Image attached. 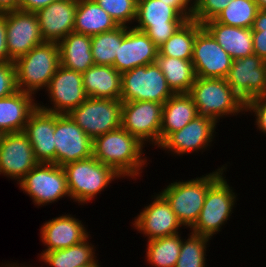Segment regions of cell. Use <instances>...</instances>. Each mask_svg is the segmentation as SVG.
I'll list each match as a JSON object with an SVG mask.
<instances>
[{"instance_id":"obj_1","label":"cell","mask_w":266,"mask_h":267,"mask_svg":"<svg viewBox=\"0 0 266 267\" xmlns=\"http://www.w3.org/2000/svg\"><path fill=\"white\" fill-rule=\"evenodd\" d=\"M92 147L93 156L123 178L136 180L149 164L143 156L145 145L122 127L94 138Z\"/></svg>"},{"instance_id":"obj_2","label":"cell","mask_w":266,"mask_h":267,"mask_svg":"<svg viewBox=\"0 0 266 267\" xmlns=\"http://www.w3.org/2000/svg\"><path fill=\"white\" fill-rule=\"evenodd\" d=\"M226 166L218 167L212 173L191 180L175 181L160 192L169 202L177 219L185 228H192L203 207L208 188L226 171Z\"/></svg>"},{"instance_id":"obj_3","label":"cell","mask_w":266,"mask_h":267,"mask_svg":"<svg viewBox=\"0 0 266 267\" xmlns=\"http://www.w3.org/2000/svg\"><path fill=\"white\" fill-rule=\"evenodd\" d=\"M14 64L17 89L35 96L40 89H47L60 65L58 44L44 41L18 57Z\"/></svg>"},{"instance_id":"obj_4","label":"cell","mask_w":266,"mask_h":267,"mask_svg":"<svg viewBox=\"0 0 266 267\" xmlns=\"http://www.w3.org/2000/svg\"><path fill=\"white\" fill-rule=\"evenodd\" d=\"M188 94L196 105L198 115L210 117L217 123L220 118L245 114L244 101L224 78L196 77Z\"/></svg>"},{"instance_id":"obj_5","label":"cell","mask_w":266,"mask_h":267,"mask_svg":"<svg viewBox=\"0 0 266 267\" xmlns=\"http://www.w3.org/2000/svg\"><path fill=\"white\" fill-rule=\"evenodd\" d=\"M63 169L70 198L81 205L95 199L115 179L122 178L113 168L101 163L94 156L70 162Z\"/></svg>"},{"instance_id":"obj_6","label":"cell","mask_w":266,"mask_h":267,"mask_svg":"<svg viewBox=\"0 0 266 267\" xmlns=\"http://www.w3.org/2000/svg\"><path fill=\"white\" fill-rule=\"evenodd\" d=\"M224 175L208 188L200 216L189 231L212 239L230 219L238 195Z\"/></svg>"},{"instance_id":"obj_7","label":"cell","mask_w":266,"mask_h":267,"mask_svg":"<svg viewBox=\"0 0 266 267\" xmlns=\"http://www.w3.org/2000/svg\"><path fill=\"white\" fill-rule=\"evenodd\" d=\"M173 94L156 63L121 73L120 99L123 102L153 101L164 104Z\"/></svg>"},{"instance_id":"obj_8","label":"cell","mask_w":266,"mask_h":267,"mask_svg":"<svg viewBox=\"0 0 266 267\" xmlns=\"http://www.w3.org/2000/svg\"><path fill=\"white\" fill-rule=\"evenodd\" d=\"M187 19L181 16L169 3L160 0H137V16L133 25L143 31L159 48Z\"/></svg>"},{"instance_id":"obj_9","label":"cell","mask_w":266,"mask_h":267,"mask_svg":"<svg viewBox=\"0 0 266 267\" xmlns=\"http://www.w3.org/2000/svg\"><path fill=\"white\" fill-rule=\"evenodd\" d=\"M19 188L37 206L70 197L63 167L54 163H38L19 182Z\"/></svg>"},{"instance_id":"obj_10","label":"cell","mask_w":266,"mask_h":267,"mask_svg":"<svg viewBox=\"0 0 266 267\" xmlns=\"http://www.w3.org/2000/svg\"><path fill=\"white\" fill-rule=\"evenodd\" d=\"M121 99L88 97L68 115L93 140L121 127Z\"/></svg>"},{"instance_id":"obj_11","label":"cell","mask_w":266,"mask_h":267,"mask_svg":"<svg viewBox=\"0 0 266 267\" xmlns=\"http://www.w3.org/2000/svg\"><path fill=\"white\" fill-rule=\"evenodd\" d=\"M163 104L153 101L123 102L121 127L144 145H160Z\"/></svg>"},{"instance_id":"obj_12","label":"cell","mask_w":266,"mask_h":267,"mask_svg":"<svg viewBox=\"0 0 266 267\" xmlns=\"http://www.w3.org/2000/svg\"><path fill=\"white\" fill-rule=\"evenodd\" d=\"M56 164L64 165L93 156V140L68 114L55 113Z\"/></svg>"},{"instance_id":"obj_13","label":"cell","mask_w":266,"mask_h":267,"mask_svg":"<svg viewBox=\"0 0 266 267\" xmlns=\"http://www.w3.org/2000/svg\"><path fill=\"white\" fill-rule=\"evenodd\" d=\"M46 91L52 106L38 103V107L56 114H69L88 98L83 86L82 74L62 65H59Z\"/></svg>"},{"instance_id":"obj_14","label":"cell","mask_w":266,"mask_h":267,"mask_svg":"<svg viewBox=\"0 0 266 267\" xmlns=\"http://www.w3.org/2000/svg\"><path fill=\"white\" fill-rule=\"evenodd\" d=\"M216 125L218 124L214 119L198 115L181 130L171 133L158 148L177 156L198 153L201 150L203 152L214 141Z\"/></svg>"},{"instance_id":"obj_15","label":"cell","mask_w":266,"mask_h":267,"mask_svg":"<svg viewBox=\"0 0 266 267\" xmlns=\"http://www.w3.org/2000/svg\"><path fill=\"white\" fill-rule=\"evenodd\" d=\"M5 27L8 55L13 61L44 42L36 13L5 12Z\"/></svg>"},{"instance_id":"obj_16","label":"cell","mask_w":266,"mask_h":267,"mask_svg":"<svg viewBox=\"0 0 266 267\" xmlns=\"http://www.w3.org/2000/svg\"><path fill=\"white\" fill-rule=\"evenodd\" d=\"M192 64L196 77L226 78L232 66V57L217 43L215 38L202 27L193 46Z\"/></svg>"},{"instance_id":"obj_17","label":"cell","mask_w":266,"mask_h":267,"mask_svg":"<svg viewBox=\"0 0 266 267\" xmlns=\"http://www.w3.org/2000/svg\"><path fill=\"white\" fill-rule=\"evenodd\" d=\"M232 90L246 103L266 94L265 61L254 53L235 59L225 78Z\"/></svg>"},{"instance_id":"obj_18","label":"cell","mask_w":266,"mask_h":267,"mask_svg":"<svg viewBox=\"0 0 266 267\" xmlns=\"http://www.w3.org/2000/svg\"><path fill=\"white\" fill-rule=\"evenodd\" d=\"M152 199L135 217L132 222L134 229L145 235L148 241L178 234L183 226L169 202L160 192Z\"/></svg>"},{"instance_id":"obj_19","label":"cell","mask_w":266,"mask_h":267,"mask_svg":"<svg viewBox=\"0 0 266 267\" xmlns=\"http://www.w3.org/2000/svg\"><path fill=\"white\" fill-rule=\"evenodd\" d=\"M39 162L27 135L22 132L6 133L0 142V175L17 183Z\"/></svg>"},{"instance_id":"obj_20","label":"cell","mask_w":266,"mask_h":267,"mask_svg":"<svg viewBox=\"0 0 266 267\" xmlns=\"http://www.w3.org/2000/svg\"><path fill=\"white\" fill-rule=\"evenodd\" d=\"M159 48L143 31L128 27L119 46L113 67L120 73L156 63Z\"/></svg>"},{"instance_id":"obj_21","label":"cell","mask_w":266,"mask_h":267,"mask_svg":"<svg viewBox=\"0 0 266 267\" xmlns=\"http://www.w3.org/2000/svg\"><path fill=\"white\" fill-rule=\"evenodd\" d=\"M54 131L55 113L37 107L30 114L23 132L30 140L34 156L39 163L56 164Z\"/></svg>"},{"instance_id":"obj_22","label":"cell","mask_w":266,"mask_h":267,"mask_svg":"<svg viewBox=\"0 0 266 267\" xmlns=\"http://www.w3.org/2000/svg\"><path fill=\"white\" fill-rule=\"evenodd\" d=\"M77 0H56L36 12L42 39L60 42L73 32Z\"/></svg>"},{"instance_id":"obj_23","label":"cell","mask_w":266,"mask_h":267,"mask_svg":"<svg viewBox=\"0 0 266 267\" xmlns=\"http://www.w3.org/2000/svg\"><path fill=\"white\" fill-rule=\"evenodd\" d=\"M72 214H63L45 222L40 228V238L45 248L41 253L71 247L84 241L90 234L83 222Z\"/></svg>"},{"instance_id":"obj_24","label":"cell","mask_w":266,"mask_h":267,"mask_svg":"<svg viewBox=\"0 0 266 267\" xmlns=\"http://www.w3.org/2000/svg\"><path fill=\"white\" fill-rule=\"evenodd\" d=\"M34 95L23 91L0 98V131L3 134L22 132L30 114L38 107Z\"/></svg>"},{"instance_id":"obj_25","label":"cell","mask_w":266,"mask_h":267,"mask_svg":"<svg viewBox=\"0 0 266 267\" xmlns=\"http://www.w3.org/2000/svg\"><path fill=\"white\" fill-rule=\"evenodd\" d=\"M203 27L233 60L247 57L254 53L251 28L229 26L218 23L214 19L204 23Z\"/></svg>"},{"instance_id":"obj_26","label":"cell","mask_w":266,"mask_h":267,"mask_svg":"<svg viewBox=\"0 0 266 267\" xmlns=\"http://www.w3.org/2000/svg\"><path fill=\"white\" fill-rule=\"evenodd\" d=\"M82 82L90 98L120 99L121 73L113 66H91L82 74Z\"/></svg>"},{"instance_id":"obj_27","label":"cell","mask_w":266,"mask_h":267,"mask_svg":"<svg viewBox=\"0 0 266 267\" xmlns=\"http://www.w3.org/2000/svg\"><path fill=\"white\" fill-rule=\"evenodd\" d=\"M198 116L197 108L188 93L173 94L164 104L160 128V144Z\"/></svg>"},{"instance_id":"obj_28","label":"cell","mask_w":266,"mask_h":267,"mask_svg":"<svg viewBox=\"0 0 266 267\" xmlns=\"http://www.w3.org/2000/svg\"><path fill=\"white\" fill-rule=\"evenodd\" d=\"M90 235L82 242L68 248L41 253L39 260L50 267H80L89 264H99L95 255V246L88 240ZM5 265V266H4ZM2 264L3 267H28L16 263ZM0 266V267H2ZM29 267H31L29 265Z\"/></svg>"},{"instance_id":"obj_29","label":"cell","mask_w":266,"mask_h":267,"mask_svg":"<svg viewBox=\"0 0 266 267\" xmlns=\"http://www.w3.org/2000/svg\"><path fill=\"white\" fill-rule=\"evenodd\" d=\"M57 44L60 65L65 68L83 74L95 65L91 52V36L73 31Z\"/></svg>"},{"instance_id":"obj_30","label":"cell","mask_w":266,"mask_h":267,"mask_svg":"<svg viewBox=\"0 0 266 267\" xmlns=\"http://www.w3.org/2000/svg\"><path fill=\"white\" fill-rule=\"evenodd\" d=\"M118 26L115 20L94 0H77L74 32L92 37Z\"/></svg>"},{"instance_id":"obj_31","label":"cell","mask_w":266,"mask_h":267,"mask_svg":"<svg viewBox=\"0 0 266 267\" xmlns=\"http://www.w3.org/2000/svg\"><path fill=\"white\" fill-rule=\"evenodd\" d=\"M156 64L160 67L168 87L174 94L189 93L196 79L191 60L164 56L159 52Z\"/></svg>"},{"instance_id":"obj_32","label":"cell","mask_w":266,"mask_h":267,"mask_svg":"<svg viewBox=\"0 0 266 267\" xmlns=\"http://www.w3.org/2000/svg\"><path fill=\"white\" fill-rule=\"evenodd\" d=\"M203 27L199 22L187 20L164 44L159 52L164 56L191 60L196 33Z\"/></svg>"},{"instance_id":"obj_33","label":"cell","mask_w":266,"mask_h":267,"mask_svg":"<svg viewBox=\"0 0 266 267\" xmlns=\"http://www.w3.org/2000/svg\"><path fill=\"white\" fill-rule=\"evenodd\" d=\"M181 233L147 241L146 259L154 267H175L182 244Z\"/></svg>"},{"instance_id":"obj_34","label":"cell","mask_w":266,"mask_h":267,"mask_svg":"<svg viewBox=\"0 0 266 267\" xmlns=\"http://www.w3.org/2000/svg\"><path fill=\"white\" fill-rule=\"evenodd\" d=\"M127 29V26L119 25L113 30L91 37V52L95 65L113 66Z\"/></svg>"},{"instance_id":"obj_35","label":"cell","mask_w":266,"mask_h":267,"mask_svg":"<svg viewBox=\"0 0 266 267\" xmlns=\"http://www.w3.org/2000/svg\"><path fill=\"white\" fill-rule=\"evenodd\" d=\"M258 10L254 0H232L214 20L229 26L251 28Z\"/></svg>"},{"instance_id":"obj_36","label":"cell","mask_w":266,"mask_h":267,"mask_svg":"<svg viewBox=\"0 0 266 267\" xmlns=\"http://www.w3.org/2000/svg\"><path fill=\"white\" fill-rule=\"evenodd\" d=\"M211 238L191 232L182 238L180 254L175 267H206L207 245Z\"/></svg>"},{"instance_id":"obj_37","label":"cell","mask_w":266,"mask_h":267,"mask_svg":"<svg viewBox=\"0 0 266 267\" xmlns=\"http://www.w3.org/2000/svg\"><path fill=\"white\" fill-rule=\"evenodd\" d=\"M118 25L127 26L134 23L137 16V0H94Z\"/></svg>"},{"instance_id":"obj_38","label":"cell","mask_w":266,"mask_h":267,"mask_svg":"<svg viewBox=\"0 0 266 267\" xmlns=\"http://www.w3.org/2000/svg\"><path fill=\"white\" fill-rule=\"evenodd\" d=\"M232 0H197L193 6L191 20L199 22L201 25L207 21L215 19Z\"/></svg>"},{"instance_id":"obj_39","label":"cell","mask_w":266,"mask_h":267,"mask_svg":"<svg viewBox=\"0 0 266 267\" xmlns=\"http://www.w3.org/2000/svg\"><path fill=\"white\" fill-rule=\"evenodd\" d=\"M254 54L266 60V10L259 9L252 27Z\"/></svg>"},{"instance_id":"obj_40","label":"cell","mask_w":266,"mask_h":267,"mask_svg":"<svg viewBox=\"0 0 266 267\" xmlns=\"http://www.w3.org/2000/svg\"><path fill=\"white\" fill-rule=\"evenodd\" d=\"M17 89L14 61L0 63V98L14 94Z\"/></svg>"},{"instance_id":"obj_41","label":"cell","mask_w":266,"mask_h":267,"mask_svg":"<svg viewBox=\"0 0 266 267\" xmlns=\"http://www.w3.org/2000/svg\"><path fill=\"white\" fill-rule=\"evenodd\" d=\"M245 112L254 113L257 130L266 134V94L254 97L245 103Z\"/></svg>"},{"instance_id":"obj_42","label":"cell","mask_w":266,"mask_h":267,"mask_svg":"<svg viewBox=\"0 0 266 267\" xmlns=\"http://www.w3.org/2000/svg\"><path fill=\"white\" fill-rule=\"evenodd\" d=\"M13 61L7 50L6 43V27H5V12H0V63Z\"/></svg>"},{"instance_id":"obj_43","label":"cell","mask_w":266,"mask_h":267,"mask_svg":"<svg viewBox=\"0 0 266 267\" xmlns=\"http://www.w3.org/2000/svg\"><path fill=\"white\" fill-rule=\"evenodd\" d=\"M164 3H169L181 16L187 20H191L193 7L186 0H160Z\"/></svg>"},{"instance_id":"obj_44","label":"cell","mask_w":266,"mask_h":267,"mask_svg":"<svg viewBox=\"0 0 266 267\" xmlns=\"http://www.w3.org/2000/svg\"><path fill=\"white\" fill-rule=\"evenodd\" d=\"M56 0H20L19 10L36 13Z\"/></svg>"},{"instance_id":"obj_45","label":"cell","mask_w":266,"mask_h":267,"mask_svg":"<svg viewBox=\"0 0 266 267\" xmlns=\"http://www.w3.org/2000/svg\"><path fill=\"white\" fill-rule=\"evenodd\" d=\"M20 0H0V12L19 10Z\"/></svg>"},{"instance_id":"obj_46","label":"cell","mask_w":266,"mask_h":267,"mask_svg":"<svg viewBox=\"0 0 266 267\" xmlns=\"http://www.w3.org/2000/svg\"><path fill=\"white\" fill-rule=\"evenodd\" d=\"M257 3L259 9L266 8V0H254Z\"/></svg>"},{"instance_id":"obj_47","label":"cell","mask_w":266,"mask_h":267,"mask_svg":"<svg viewBox=\"0 0 266 267\" xmlns=\"http://www.w3.org/2000/svg\"><path fill=\"white\" fill-rule=\"evenodd\" d=\"M80 267H101V265H99V264H89V265H84V266H80Z\"/></svg>"},{"instance_id":"obj_48","label":"cell","mask_w":266,"mask_h":267,"mask_svg":"<svg viewBox=\"0 0 266 267\" xmlns=\"http://www.w3.org/2000/svg\"><path fill=\"white\" fill-rule=\"evenodd\" d=\"M192 7L196 4L197 0H186Z\"/></svg>"},{"instance_id":"obj_49","label":"cell","mask_w":266,"mask_h":267,"mask_svg":"<svg viewBox=\"0 0 266 267\" xmlns=\"http://www.w3.org/2000/svg\"><path fill=\"white\" fill-rule=\"evenodd\" d=\"M3 135L4 134L0 131V142H1V139H2Z\"/></svg>"}]
</instances>
